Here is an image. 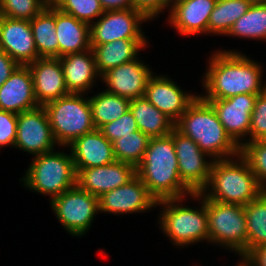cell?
Returning a JSON list of instances; mask_svg holds the SVG:
<instances>
[{
    "instance_id": "d6a6232c",
    "label": "cell",
    "mask_w": 266,
    "mask_h": 266,
    "mask_svg": "<svg viewBox=\"0 0 266 266\" xmlns=\"http://www.w3.org/2000/svg\"><path fill=\"white\" fill-rule=\"evenodd\" d=\"M53 5L89 25L105 12L99 0H57Z\"/></svg>"
},
{
    "instance_id": "f1b7e54d",
    "label": "cell",
    "mask_w": 266,
    "mask_h": 266,
    "mask_svg": "<svg viewBox=\"0 0 266 266\" xmlns=\"http://www.w3.org/2000/svg\"><path fill=\"white\" fill-rule=\"evenodd\" d=\"M251 4L246 0H217L208 22V34L224 35L245 14Z\"/></svg>"
},
{
    "instance_id": "3957f363",
    "label": "cell",
    "mask_w": 266,
    "mask_h": 266,
    "mask_svg": "<svg viewBox=\"0 0 266 266\" xmlns=\"http://www.w3.org/2000/svg\"><path fill=\"white\" fill-rule=\"evenodd\" d=\"M175 128L197 143L210 160L231 158L240 153V147L225 132L214 108L199 95L175 123Z\"/></svg>"
},
{
    "instance_id": "1f68e13d",
    "label": "cell",
    "mask_w": 266,
    "mask_h": 266,
    "mask_svg": "<svg viewBox=\"0 0 266 266\" xmlns=\"http://www.w3.org/2000/svg\"><path fill=\"white\" fill-rule=\"evenodd\" d=\"M150 137L138 130L113 142V153L116 161L125 162L135 168L141 163L148 147Z\"/></svg>"
},
{
    "instance_id": "4fadbf2b",
    "label": "cell",
    "mask_w": 266,
    "mask_h": 266,
    "mask_svg": "<svg viewBox=\"0 0 266 266\" xmlns=\"http://www.w3.org/2000/svg\"><path fill=\"white\" fill-rule=\"evenodd\" d=\"M256 98L257 95L239 94L227 99L205 100L214 108L225 132L239 147L245 143L243 137L249 136Z\"/></svg>"
},
{
    "instance_id": "30bf717a",
    "label": "cell",
    "mask_w": 266,
    "mask_h": 266,
    "mask_svg": "<svg viewBox=\"0 0 266 266\" xmlns=\"http://www.w3.org/2000/svg\"><path fill=\"white\" fill-rule=\"evenodd\" d=\"M170 134L173 137L182 183L192 193H200L208 184L213 160L207 161L208 155L199 148L198 144L176 128Z\"/></svg>"
},
{
    "instance_id": "e0dca14e",
    "label": "cell",
    "mask_w": 266,
    "mask_h": 266,
    "mask_svg": "<svg viewBox=\"0 0 266 266\" xmlns=\"http://www.w3.org/2000/svg\"><path fill=\"white\" fill-rule=\"evenodd\" d=\"M0 50L19 65H28L40 58L30 21L0 16Z\"/></svg>"
},
{
    "instance_id": "7dc6e473",
    "label": "cell",
    "mask_w": 266,
    "mask_h": 266,
    "mask_svg": "<svg viewBox=\"0 0 266 266\" xmlns=\"http://www.w3.org/2000/svg\"><path fill=\"white\" fill-rule=\"evenodd\" d=\"M236 266H244L241 262L238 263Z\"/></svg>"
},
{
    "instance_id": "4dcf8cb0",
    "label": "cell",
    "mask_w": 266,
    "mask_h": 266,
    "mask_svg": "<svg viewBox=\"0 0 266 266\" xmlns=\"http://www.w3.org/2000/svg\"><path fill=\"white\" fill-rule=\"evenodd\" d=\"M227 36L266 40V4H251L232 26Z\"/></svg>"
},
{
    "instance_id": "7a4b0ae2",
    "label": "cell",
    "mask_w": 266,
    "mask_h": 266,
    "mask_svg": "<svg viewBox=\"0 0 266 266\" xmlns=\"http://www.w3.org/2000/svg\"><path fill=\"white\" fill-rule=\"evenodd\" d=\"M136 175L156 201L187 197L192 192L182 183L171 134L150 138Z\"/></svg>"
},
{
    "instance_id": "d4e9b609",
    "label": "cell",
    "mask_w": 266,
    "mask_h": 266,
    "mask_svg": "<svg viewBox=\"0 0 266 266\" xmlns=\"http://www.w3.org/2000/svg\"><path fill=\"white\" fill-rule=\"evenodd\" d=\"M146 39H118L103 45H91L99 74L121 64L136 59L141 49H145Z\"/></svg>"
},
{
    "instance_id": "60d3db41",
    "label": "cell",
    "mask_w": 266,
    "mask_h": 266,
    "mask_svg": "<svg viewBox=\"0 0 266 266\" xmlns=\"http://www.w3.org/2000/svg\"><path fill=\"white\" fill-rule=\"evenodd\" d=\"M19 66L8 54L0 50V86L11 76Z\"/></svg>"
},
{
    "instance_id": "603a6c76",
    "label": "cell",
    "mask_w": 266,
    "mask_h": 266,
    "mask_svg": "<svg viewBox=\"0 0 266 266\" xmlns=\"http://www.w3.org/2000/svg\"><path fill=\"white\" fill-rule=\"evenodd\" d=\"M69 93L86 94L100 78L92 49L59 57ZM88 90V91H87Z\"/></svg>"
},
{
    "instance_id": "74e56055",
    "label": "cell",
    "mask_w": 266,
    "mask_h": 266,
    "mask_svg": "<svg viewBox=\"0 0 266 266\" xmlns=\"http://www.w3.org/2000/svg\"><path fill=\"white\" fill-rule=\"evenodd\" d=\"M17 130V114L0 110V148L14 146Z\"/></svg>"
},
{
    "instance_id": "ab89813d",
    "label": "cell",
    "mask_w": 266,
    "mask_h": 266,
    "mask_svg": "<svg viewBox=\"0 0 266 266\" xmlns=\"http://www.w3.org/2000/svg\"><path fill=\"white\" fill-rule=\"evenodd\" d=\"M241 263L244 266H266V245L250 250Z\"/></svg>"
},
{
    "instance_id": "7402d4cb",
    "label": "cell",
    "mask_w": 266,
    "mask_h": 266,
    "mask_svg": "<svg viewBox=\"0 0 266 266\" xmlns=\"http://www.w3.org/2000/svg\"><path fill=\"white\" fill-rule=\"evenodd\" d=\"M69 147L76 172L79 169L103 166L115 161L113 143L99 129L80 136Z\"/></svg>"
},
{
    "instance_id": "484cf974",
    "label": "cell",
    "mask_w": 266,
    "mask_h": 266,
    "mask_svg": "<svg viewBox=\"0 0 266 266\" xmlns=\"http://www.w3.org/2000/svg\"><path fill=\"white\" fill-rule=\"evenodd\" d=\"M130 111L138 129L150 138L169 135L175 128V122L157 109L145 96L131 100Z\"/></svg>"
},
{
    "instance_id": "44dd1931",
    "label": "cell",
    "mask_w": 266,
    "mask_h": 266,
    "mask_svg": "<svg viewBox=\"0 0 266 266\" xmlns=\"http://www.w3.org/2000/svg\"><path fill=\"white\" fill-rule=\"evenodd\" d=\"M217 0H182L170 6L168 23L181 35L207 34Z\"/></svg>"
},
{
    "instance_id": "9c48e42d",
    "label": "cell",
    "mask_w": 266,
    "mask_h": 266,
    "mask_svg": "<svg viewBox=\"0 0 266 266\" xmlns=\"http://www.w3.org/2000/svg\"><path fill=\"white\" fill-rule=\"evenodd\" d=\"M64 229L74 237L88 232L99 211V198L77 185L50 201Z\"/></svg>"
},
{
    "instance_id": "7c38bea8",
    "label": "cell",
    "mask_w": 266,
    "mask_h": 266,
    "mask_svg": "<svg viewBox=\"0 0 266 266\" xmlns=\"http://www.w3.org/2000/svg\"><path fill=\"white\" fill-rule=\"evenodd\" d=\"M57 145L43 106L17 114L15 148L37 156L55 150Z\"/></svg>"
},
{
    "instance_id": "ac0fdd59",
    "label": "cell",
    "mask_w": 266,
    "mask_h": 266,
    "mask_svg": "<svg viewBox=\"0 0 266 266\" xmlns=\"http://www.w3.org/2000/svg\"><path fill=\"white\" fill-rule=\"evenodd\" d=\"M166 76L152 75L146 85L145 97L176 123L197 95L186 93Z\"/></svg>"
},
{
    "instance_id": "8992f818",
    "label": "cell",
    "mask_w": 266,
    "mask_h": 266,
    "mask_svg": "<svg viewBox=\"0 0 266 266\" xmlns=\"http://www.w3.org/2000/svg\"><path fill=\"white\" fill-rule=\"evenodd\" d=\"M25 173L23 185L32 192L51 196L50 201L76 185L74 161L65 151L35 156Z\"/></svg>"
},
{
    "instance_id": "52a82bcc",
    "label": "cell",
    "mask_w": 266,
    "mask_h": 266,
    "mask_svg": "<svg viewBox=\"0 0 266 266\" xmlns=\"http://www.w3.org/2000/svg\"><path fill=\"white\" fill-rule=\"evenodd\" d=\"M84 95L70 93L43 106L59 147H67L80 136L96 129L89 98H84Z\"/></svg>"
},
{
    "instance_id": "277c9868",
    "label": "cell",
    "mask_w": 266,
    "mask_h": 266,
    "mask_svg": "<svg viewBox=\"0 0 266 266\" xmlns=\"http://www.w3.org/2000/svg\"><path fill=\"white\" fill-rule=\"evenodd\" d=\"M200 193L207 200L246 206L263 193V188L239 153L235 158L213 161L208 184Z\"/></svg>"
},
{
    "instance_id": "b9f144b4",
    "label": "cell",
    "mask_w": 266,
    "mask_h": 266,
    "mask_svg": "<svg viewBox=\"0 0 266 266\" xmlns=\"http://www.w3.org/2000/svg\"><path fill=\"white\" fill-rule=\"evenodd\" d=\"M104 11L125 10L134 8L133 0H99Z\"/></svg>"
},
{
    "instance_id": "ffe728a7",
    "label": "cell",
    "mask_w": 266,
    "mask_h": 266,
    "mask_svg": "<svg viewBox=\"0 0 266 266\" xmlns=\"http://www.w3.org/2000/svg\"><path fill=\"white\" fill-rule=\"evenodd\" d=\"M37 107L31 70L19 65L0 86V110L19 114Z\"/></svg>"
},
{
    "instance_id": "f546056e",
    "label": "cell",
    "mask_w": 266,
    "mask_h": 266,
    "mask_svg": "<svg viewBox=\"0 0 266 266\" xmlns=\"http://www.w3.org/2000/svg\"><path fill=\"white\" fill-rule=\"evenodd\" d=\"M247 224V253L259 246L266 245V196L258 198L244 206Z\"/></svg>"
},
{
    "instance_id": "83f0119b",
    "label": "cell",
    "mask_w": 266,
    "mask_h": 266,
    "mask_svg": "<svg viewBox=\"0 0 266 266\" xmlns=\"http://www.w3.org/2000/svg\"><path fill=\"white\" fill-rule=\"evenodd\" d=\"M89 102L93 124L96 129H100L126 113L130 109L131 100L104 90L89 97Z\"/></svg>"
},
{
    "instance_id": "836d02e7",
    "label": "cell",
    "mask_w": 266,
    "mask_h": 266,
    "mask_svg": "<svg viewBox=\"0 0 266 266\" xmlns=\"http://www.w3.org/2000/svg\"><path fill=\"white\" fill-rule=\"evenodd\" d=\"M240 154L248 162L262 188L266 186V139L245 142Z\"/></svg>"
},
{
    "instance_id": "ba28073f",
    "label": "cell",
    "mask_w": 266,
    "mask_h": 266,
    "mask_svg": "<svg viewBox=\"0 0 266 266\" xmlns=\"http://www.w3.org/2000/svg\"><path fill=\"white\" fill-rule=\"evenodd\" d=\"M209 243L227 247L242 259L247 254V224L244 206L206 199Z\"/></svg>"
},
{
    "instance_id": "d6986e66",
    "label": "cell",
    "mask_w": 266,
    "mask_h": 266,
    "mask_svg": "<svg viewBox=\"0 0 266 266\" xmlns=\"http://www.w3.org/2000/svg\"><path fill=\"white\" fill-rule=\"evenodd\" d=\"M27 66L32 73L34 95L39 106L70 94L59 58H37Z\"/></svg>"
},
{
    "instance_id": "2e32d148",
    "label": "cell",
    "mask_w": 266,
    "mask_h": 266,
    "mask_svg": "<svg viewBox=\"0 0 266 266\" xmlns=\"http://www.w3.org/2000/svg\"><path fill=\"white\" fill-rule=\"evenodd\" d=\"M135 175L136 168L133 165L115 160L107 165L79 169L76 175V185L100 197L103 193L126 184Z\"/></svg>"
},
{
    "instance_id": "ee69618b",
    "label": "cell",
    "mask_w": 266,
    "mask_h": 266,
    "mask_svg": "<svg viewBox=\"0 0 266 266\" xmlns=\"http://www.w3.org/2000/svg\"><path fill=\"white\" fill-rule=\"evenodd\" d=\"M48 5H53L57 0H45Z\"/></svg>"
},
{
    "instance_id": "6da1fadb",
    "label": "cell",
    "mask_w": 266,
    "mask_h": 266,
    "mask_svg": "<svg viewBox=\"0 0 266 266\" xmlns=\"http://www.w3.org/2000/svg\"><path fill=\"white\" fill-rule=\"evenodd\" d=\"M203 76V100L227 99L239 94L259 95L266 90L261 65L235 50L211 54Z\"/></svg>"
},
{
    "instance_id": "7bdbcfd3",
    "label": "cell",
    "mask_w": 266,
    "mask_h": 266,
    "mask_svg": "<svg viewBox=\"0 0 266 266\" xmlns=\"http://www.w3.org/2000/svg\"><path fill=\"white\" fill-rule=\"evenodd\" d=\"M250 4H266V0H246Z\"/></svg>"
},
{
    "instance_id": "8fae6325",
    "label": "cell",
    "mask_w": 266,
    "mask_h": 266,
    "mask_svg": "<svg viewBox=\"0 0 266 266\" xmlns=\"http://www.w3.org/2000/svg\"><path fill=\"white\" fill-rule=\"evenodd\" d=\"M148 19L134 8L105 11L90 25V44L103 45L118 39H146L141 24Z\"/></svg>"
},
{
    "instance_id": "9a60e30c",
    "label": "cell",
    "mask_w": 266,
    "mask_h": 266,
    "mask_svg": "<svg viewBox=\"0 0 266 266\" xmlns=\"http://www.w3.org/2000/svg\"><path fill=\"white\" fill-rule=\"evenodd\" d=\"M136 59L110 69L101 76L106 91L129 100L144 97L146 85L153 72L142 60Z\"/></svg>"
},
{
    "instance_id": "cb8c5ba5",
    "label": "cell",
    "mask_w": 266,
    "mask_h": 266,
    "mask_svg": "<svg viewBox=\"0 0 266 266\" xmlns=\"http://www.w3.org/2000/svg\"><path fill=\"white\" fill-rule=\"evenodd\" d=\"M58 58L69 53L91 49L90 25L55 7Z\"/></svg>"
},
{
    "instance_id": "e575fe53",
    "label": "cell",
    "mask_w": 266,
    "mask_h": 266,
    "mask_svg": "<svg viewBox=\"0 0 266 266\" xmlns=\"http://www.w3.org/2000/svg\"><path fill=\"white\" fill-rule=\"evenodd\" d=\"M47 5L45 0H0V16L31 21Z\"/></svg>"
},
{
    "instance_id": "bcb514c9",
    "label": "cell",
    "mask_w": 266,
    "mask_h": 266,
    "mask_svg": "<svg viewBox=\"0 0 266 266\" xmlns=\"http://www.w3.org/2000/svg\"><path fill=\"white\" fill-rule=\"evenodd\" d=\"M263 194L266 196V186L263 188Z\"/></svg>"
},
{
    "instance_id": "4316f807",
    "label": "cell",
    "mask_w": 266,
    "mask_h": 266,
    "mask_svg": "<svg viewBox=\"0 0 266 266\" xmlns=\"http://www.w3.org/2000/svg\"><path fill=\"white\" fill-rule=\"evenodd\" d=\"M32 34L40 58H58V40L55 26V6L47 5L30 21Z\"/></svg>"
},
{
    "instance_id": "5b68a950",
    "label": "cell",
    "mask_w": 266,
    "mask_h": 266,
    "mask_svg": "<svg viewBox=\"0 0 266 266\" xmlns=\"http://www.w3.org/2000/svg\"><path fill=\"white\" fill-rule=\"evenodd\" d=\"M190 197L201 200L198 210L182 206L186 197L157 201V206L163 207L158 222L162 232L179 247L209 242L206 198L201 193H192Z\"/></svg>"
},
{
    "instance_id": "f6af8a7d",
    "label": "cell",
    "mask_w": 266,
    "mask_h": 266,
    "mask_svg": "<svg viewBox=\"0 0 266 266\" xmlns=\"http://www.w3.org/2000/svg\"><path fill=\"white\" fill-rule=\"evenodd\" d=\"M180 1H182V0H171V6H172L173 4H175V3H177V2H180Z\"/></svg>"
},
{
    "instance_id": "d590c367",
    "label": "cell",
    "mask_w": 266,
    "mask_h": 266,
    "mask_svg": "<svg viewBox=\"0 0 266 266\" xmlns=\"http://www.w3.org/2000/svg\"><path fill=\"white\" fill-rule=\"evenodd\" d=\"M102 134L113 143L115 140L129 133L138 131L136 120L130 109L118 119L103 125L99 129Z\"/></svg>"
},
{
    "instance_id": "f35d334b",
    "label": "cell",
    "mask_w": 266,
    "mask_h": 266,
    "mask_svg": "<svg viewBox=\"0 0 266 266\" xmlns=\"http://www.w3.org/2000/svg\"><path fill=\"white\" fill-rule=\"evenodd\" d=\"M134 9L141 12L148 20L155 19L171 5V0H133Z\"/></svg>"
},
{
    "instance_id": "5bb4252c",
    "label": "cell",
    "mask_w": 266,
    "mask_h": 266,
    "mask_svg": "<svg viewBox=\"0 0 266 266\" xmlns=\"http://www.w3.org/2000/svg\"><path fill=\"white\" fill-rule=\"evenodd\" d=\"M98 198L99 211L102 213L131 214L157 207L156 199L137 175L126 184L105 192Z\"/></svg>"
},
{
    "instance_id": "8d00e7d4",
    "label": "cell",
    "mask_w": 266,
    "mask_h": 266,
    "mask_svg": "<svg viewBox=\"0 0 266 266\" xmlns=\"http://www.w3.org/2000/svg\"><path fill=\"white\" fill-rule=\"evenodd\" d=\"M249 137L250 139L245 140V142L266 139V90L257 95L255 106L251 113Z\"/></svg>"
}]
</instances>
